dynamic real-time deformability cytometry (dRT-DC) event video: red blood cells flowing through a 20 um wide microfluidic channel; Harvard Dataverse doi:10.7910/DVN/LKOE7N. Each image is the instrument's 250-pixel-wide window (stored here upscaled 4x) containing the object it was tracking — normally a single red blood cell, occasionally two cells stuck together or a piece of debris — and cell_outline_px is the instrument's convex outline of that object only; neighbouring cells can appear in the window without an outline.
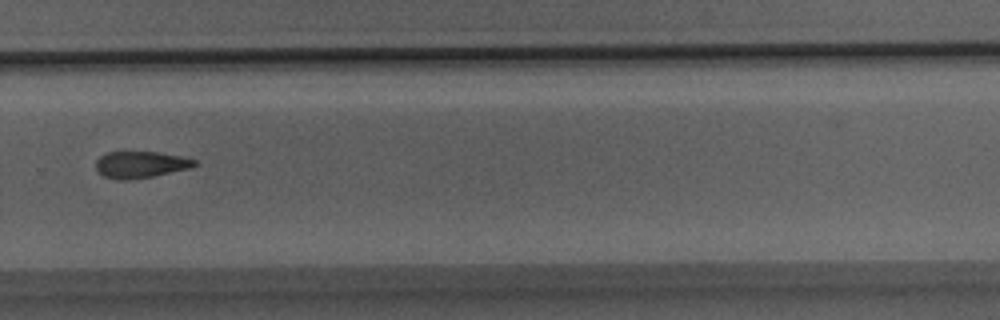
{"species": "Egyptian fruit bat (a non-hibernating species)", "species_latin": "Rousettus aegyptiacus", "temperature_condition": "room temperature", "stored_images_in_passage": 27, "camera_frame_rate_fps": 3000, "um_per_image_px": 0.085, "animal": {"sex": "male"}, "frame": {"image": 1, "passage_image": 22, "time_ms": 7.0, "image_size_px": [1000, 320], "cell_outline_px": [[200, 164], [192, 168], [152, 176], [124, 180], [120, 180], [104, 176], [96, 168], [96, 160], [100, 156], [108, 152], [156, 152], [180, 156], [196, 160]], "centroid_in_image_um": [11.99, 13.98], "position_along_channel_um": 317.8, "area_um2": 15.2}}
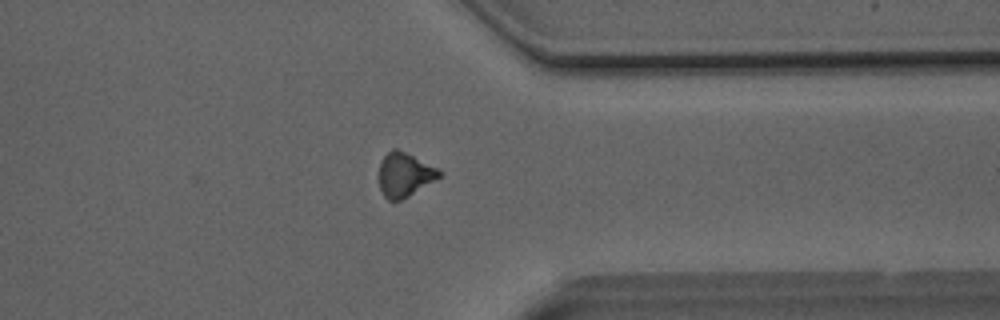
{"frame": {"image": 2, "passage_image": 25, "time_ms": 8.0, "image_size_px": [1000, 320], "cell_outline_px": [[444, 172], [440, 176], [408, 196], [400, 200], [388, 200], [384, 196], [380, 188], [380, 160], [392, 148], [396, 148]], "centroid_in_image_um": [34.36, 14.84], "position_along_channel_um": 377.0, "area_um2": 14.97}}